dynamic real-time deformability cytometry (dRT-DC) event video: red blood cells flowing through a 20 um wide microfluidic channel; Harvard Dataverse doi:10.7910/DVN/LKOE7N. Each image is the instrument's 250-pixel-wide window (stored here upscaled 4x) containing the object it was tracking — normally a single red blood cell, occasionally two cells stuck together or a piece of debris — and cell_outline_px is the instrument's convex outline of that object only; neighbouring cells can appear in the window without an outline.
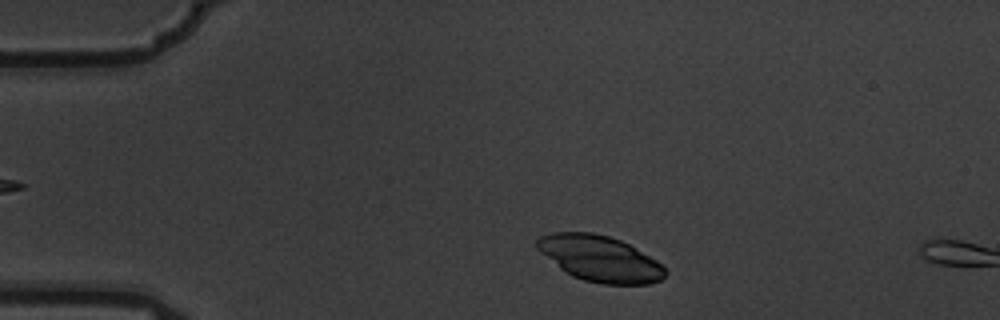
{"species": "common noctule bat (a hibernating species)", "species_latin": "Nyctalus noctula", "temperature_condition": "warm", "stored_images_in_passage": 2, "segment_of_instrument_passage": [1, 2], "camera_frame_rate_fps": 3000, "um_per_image_px": 0.085, "animal": {"sex": "male", "body_mass_g": 19.5, "forearm_length_mm": 54.6}, "frame": {"image": 1, "passage_image": 1, "time_ms": 0.0, "image_size_px": [1000, 320], "cell_outline_px": [[668, 272], [660, 280], [648, 284], [604, 284], [584, 280], [572, 276], [560, 268], [540, 252], [536, 248], [536, 240], [540, 236], [552, 232], [592, 232], [608, 236], [620, 240], [628, 244], [656, 260], [668, 268]], "centroid_in_image_um": [50.99, 21.98], "position_along_channel_um": 34.0, "area_um2": 34.16}}